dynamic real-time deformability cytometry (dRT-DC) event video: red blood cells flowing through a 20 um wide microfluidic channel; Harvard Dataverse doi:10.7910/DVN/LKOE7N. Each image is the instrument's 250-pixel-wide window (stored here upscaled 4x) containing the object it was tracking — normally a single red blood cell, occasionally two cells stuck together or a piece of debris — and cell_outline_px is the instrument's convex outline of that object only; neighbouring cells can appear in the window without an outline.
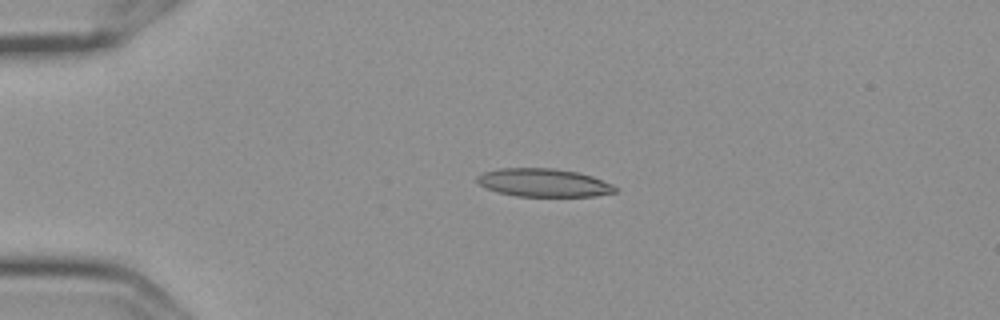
{"species": "Egyptian fruit bat (a non-hibernating species)", "species_latin": "Rousettus aegyptiacus", "temperature_condition": "cold", "stored_images_in_passage": 3, "camera_frame_rate_fps": 3000, "um_per_image_px": 0.085, "frame": {"image": 1, "passage_image": 1, "time_ms": 0.0, "image_size_px": [1000, 320], "cell_outline_px": [[616, 192], [596, 196], [516, 196], [496, 192], [480, 184], [476, 180], [476, 176], [484, 172], [500, 168], [552, 168], [576, 172], [592, 176], [612, 184], [616, 188]], "centroid_in_image_um": [46.2, 15.53], "position_along_channel_um": 38.8, "area_um2": 22.54}}
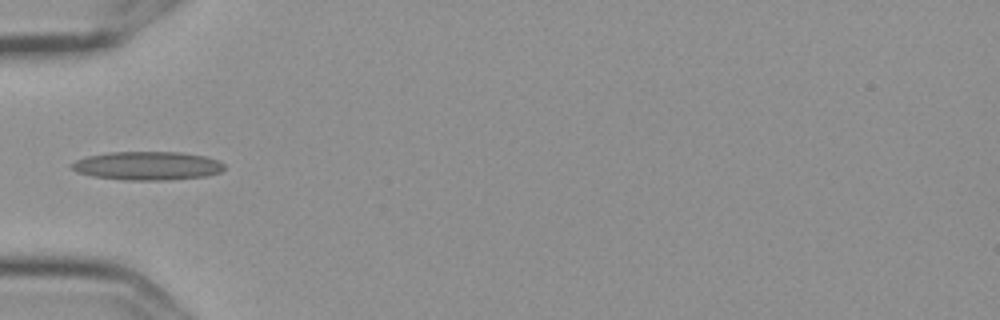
{"frame": {"image": 2, "passage_image": 3, "time_ms": 0.667, "image_size_px": [1000, 320], "cell_outline_px": [[224, 168], [220, 172], [208, 176], [168, 180], [124, 180], [92, 176], [76, 172], [68, 164], [76, 160], [88, 156], [108, 152], [180, 152], [204, 156], [216, 160], [224, 164]], "centroid_in_image_um": [12.5, 14.09], "position_along_channel_um": 72.5, "area_um2": 25.49}}